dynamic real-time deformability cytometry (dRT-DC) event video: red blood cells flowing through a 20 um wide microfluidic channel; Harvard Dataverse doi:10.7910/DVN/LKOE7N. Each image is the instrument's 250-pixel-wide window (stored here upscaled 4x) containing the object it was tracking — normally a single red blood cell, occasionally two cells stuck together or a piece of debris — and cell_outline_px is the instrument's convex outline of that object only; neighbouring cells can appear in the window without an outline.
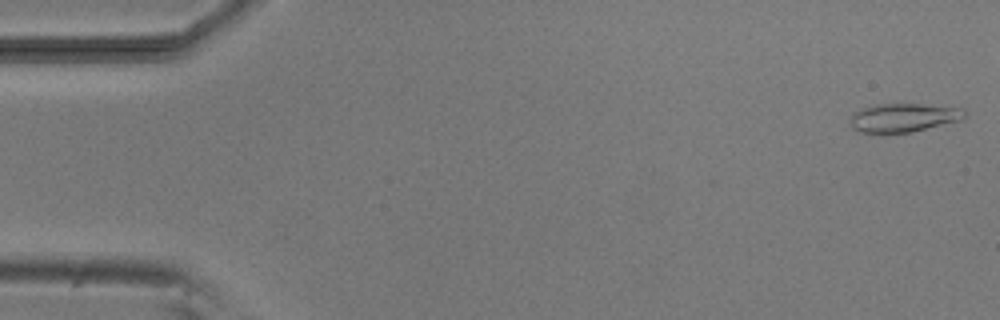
{"species": "common noctule bat (a hibernating species)", "species_latin": "Nyctalus noctula", "temperature_condition": "room temperature", "stored_images_in_passage": 52, "camera_frame_rate_fps": 3000, "um_per_image_px": 0.085, "animal": {"sex": "male", "body_mass_g": 20.5, "forearm_length_mm": 52.5}, "frame": {"image": 1, "passage_image": 1, "time_ms": 0.0, "image_size_px": [1000, 320], "cell_outline_px": [[964, 116], [960, 120], [912, 132], [884, 136], [880, 136], [860, 132], [852, 128], [852, 116], [856, 112], [864, 108], [876, 104], [920, 104], [964, 108]], "centroid_in_image_um": [76.76, 10.05], "position_along_channel_um": 8.2, "area_um2": 19.42}}
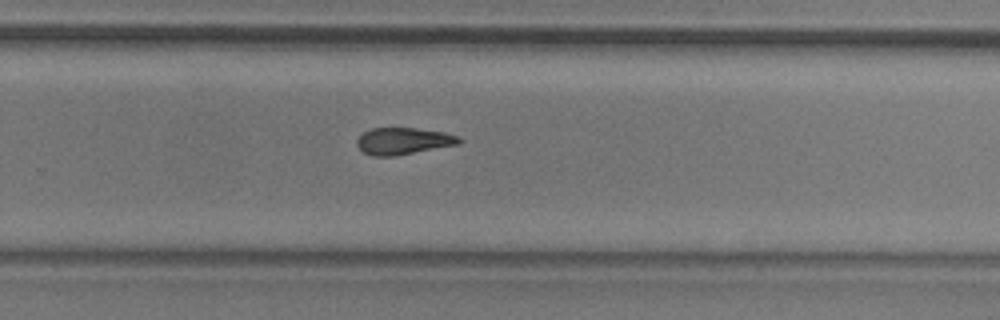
{"frame": {"image": 2, "passage_image": 34, "time_ms": 11.0, "image_size_px": [1000, 320], "cell_outline_px": [[460, 144], [392, 156], [372, 156], [364, 152], [356, 144], [356, 140], [364, 132], [372, 128], [416, 128], [444, 132], [456, 136], [460, 140]], "centroid_in_image_um": [34.25, 11.98], "position_along_channel_um": 295.5, "area_um2": 15.72}}
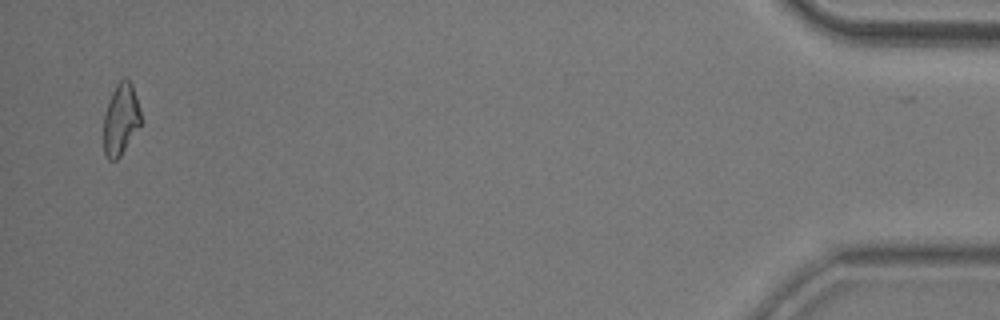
{"frame": {"image": 3, "passage_image": 51, "time_ms": 16.667, "image_size_px": [1000, 320], "cell_outline_px": [[140, 124], [120, 156], [116, 160], [108, 160], [104, 156], [104, 112], [112, 92], [116, 84], [124, 76], [132, 84], [140, 108]], "centroid_in_image_um": [10.24, 10.13], "position_along_channel_um": 425.0, "area_um2": 15.37}}